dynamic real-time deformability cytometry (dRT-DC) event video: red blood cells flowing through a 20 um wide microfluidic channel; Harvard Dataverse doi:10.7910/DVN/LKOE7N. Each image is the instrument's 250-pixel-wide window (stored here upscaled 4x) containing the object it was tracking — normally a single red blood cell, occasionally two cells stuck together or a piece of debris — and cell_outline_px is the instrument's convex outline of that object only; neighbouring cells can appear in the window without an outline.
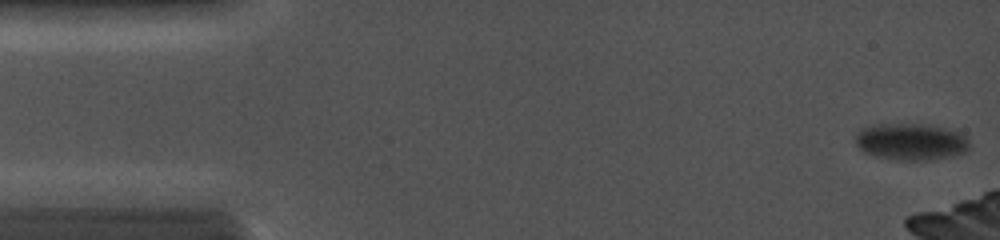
{"species": "common noctule bat (a hibernating species)", "species_latin": "Nyctalus noctula", "temperature_condition": "cold", "stored_images_in_passage": 9, "camera_frame_rate_fps": 5000, "um_per_image_px": 0.085, "animal": {"sex": "female", "body_mass_g": 19.0, "forearm_length_mm": 56.7}, "frame": {"image": 1, "passage_image": 1, "time_ms": 0.0, "image_size_px": [1000, 240], "cell_outline_px": [[968, 148], [964, 152], [952, 156], [936, 160], [900, 160], [876, 156], [864, 152], [856, 144], [856, 132], [864, 128], [876, 124], [920, 124], [960, 132], [968, 140]], "centroid_in_image_um": [77.41, 12.06], "position_along_channel_um": 7.6, "area_um2": 24.16}}